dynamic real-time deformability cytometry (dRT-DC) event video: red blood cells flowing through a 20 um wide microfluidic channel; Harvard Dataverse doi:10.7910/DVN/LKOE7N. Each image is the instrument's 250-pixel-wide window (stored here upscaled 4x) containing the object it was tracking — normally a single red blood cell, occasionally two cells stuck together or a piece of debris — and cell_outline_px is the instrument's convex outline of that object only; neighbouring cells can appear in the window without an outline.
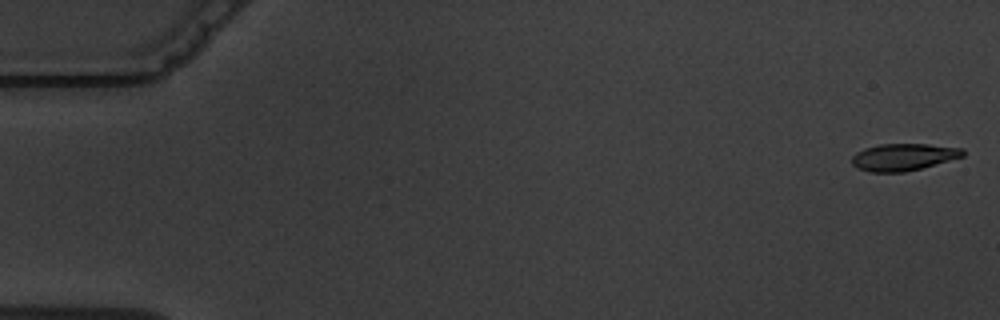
{"species": "common noctule bat (a hibernating species)", "species_latin": "Nyctalus noctula", "temperature_condition": "warm", "stored_images_in_passage": 8, "camera_frame_rate_fps": 3000, "um_per_image_px": 0.085, "animal": {"sex": "male", "body_mass_g": 19.5, "forearm_length_mm": 54.6}, "frame": {"image": 1, "passage_image": 1, "time_ms": 0.0, "image_size_px": [1000, 320], "cell_outline_px": [[964, 156], [920, 168], [904, 172], [868, 172], [856, 168], [852, 164], [852, 156], [856, 152], [864, 148], [880, 144], [928, 144], [964, 148]], "centroid_in_image_um": [76.76, 13.34], "position_along_channel_um": 8.2, "area_um2": 17.51}}
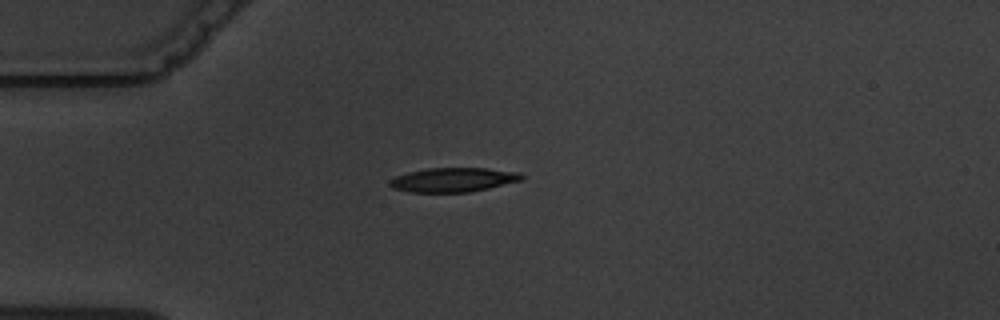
{"frame": {"image": 2, "passage_image": 5, "time_ms": 4.667, "image_size_px": [1000, 320], "cell_outline_px": [[524, 180], [488, 188], [468, 192], [408, 192], [392, 188], [388, 184], [388, 180], [396, 176], [408, 172], [428, 168], [488, 168], [520, 172], [524, 176]], "centroid_in_image_um": [38.53, 15.28], "position_along_channel_um": 46.5, "area_um2": 18.79}}